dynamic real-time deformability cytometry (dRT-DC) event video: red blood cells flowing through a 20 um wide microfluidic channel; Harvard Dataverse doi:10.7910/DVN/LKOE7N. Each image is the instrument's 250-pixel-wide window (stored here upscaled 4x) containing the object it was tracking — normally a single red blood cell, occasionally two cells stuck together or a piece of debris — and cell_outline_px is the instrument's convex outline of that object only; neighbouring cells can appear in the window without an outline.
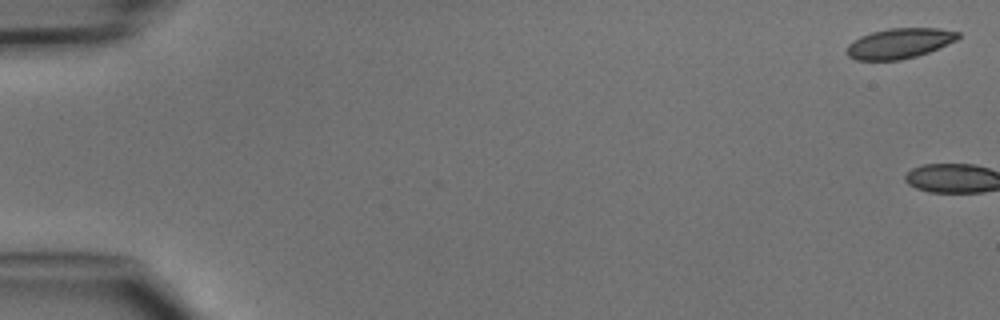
{"species": "common noctule bat (a hibernating species)", "species_latin": "Nyctalus noctula", "temperature_condition": "cold", "stored_images_in_passage": 3, "camera_frame_rate_fps": 3000, "um_per_image_px": 0.085, "animal": {"sex": "male", "body_mass_g": 15.6}, "frame": {"image": 1, "passage_image": 1, "time_ms": 0.0, "image_size_px": [1000, 320], "cell_outline_px": [[960, 36], [956, 40], [928, 52], [916, 56], [900, 60], [856, 60], [848, 56], [848, 44], [852, 40], [860, 36], [872, 32], [888, 28], [940, 28], [960, 32]], "centroid_in_image_um": [76.44, 3.67], "position_along_channel_um": 8.6, "area_um2": 19.54}}